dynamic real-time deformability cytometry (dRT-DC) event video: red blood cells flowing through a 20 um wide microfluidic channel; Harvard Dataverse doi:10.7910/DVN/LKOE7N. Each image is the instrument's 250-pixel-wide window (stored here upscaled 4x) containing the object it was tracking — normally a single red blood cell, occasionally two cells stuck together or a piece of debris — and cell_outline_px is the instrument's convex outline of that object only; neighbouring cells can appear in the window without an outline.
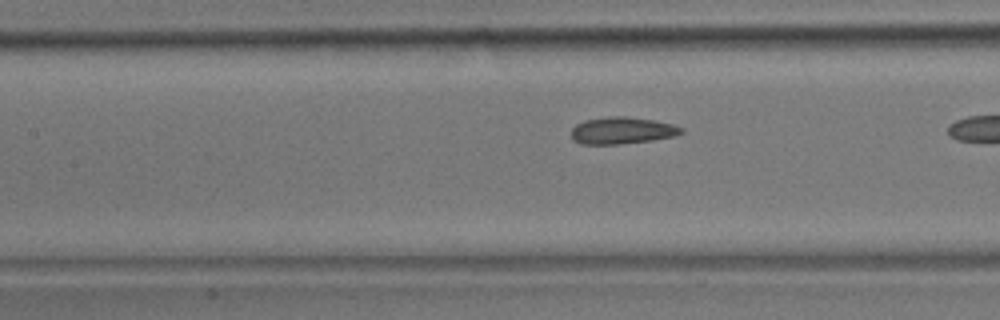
{"species": "common noctule bat (a hibernating species)", "species_latin": "Nyctalus noctula", "temperature_condition": "room temperature", "stored_images_in_passage": 21, "camera_frame_rate_fps": 3000, "um_per_image_px": 0.085, "animal": {"sex": "male", "body_mass_g": 17.9}, "frame": {"image": 1, "passage_image": 18, "time_ms": 5.667, "image_size_px": [1000, 320], "cell_outline_px": [[684, 132], [676, 136], [652, 140], [620, 144], [584, 144], [572, 140], [572, 128], [576, 124], [584, 120], [608, 116], [624, 116], [652, 120], [672, 124], [684, 128]], "centroid_in_image_um": [52.88, 11.09], "position_along_channel_um": 154.5, "area_um2": 17.28}}